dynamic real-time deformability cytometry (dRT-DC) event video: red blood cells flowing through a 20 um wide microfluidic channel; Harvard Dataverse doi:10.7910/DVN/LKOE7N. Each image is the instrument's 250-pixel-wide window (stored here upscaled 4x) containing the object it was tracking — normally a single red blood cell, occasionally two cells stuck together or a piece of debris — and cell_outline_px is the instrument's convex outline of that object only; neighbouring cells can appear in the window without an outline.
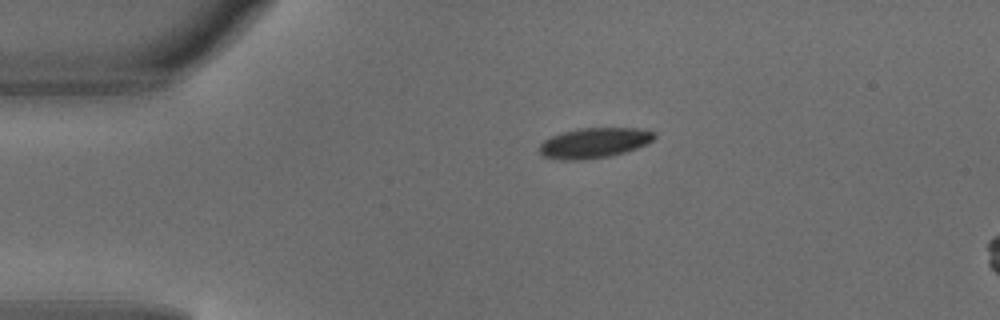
{"species": "common noctule bat (a hibernating species)", "species_latin": "Nyctalus noctula", "temperature_condition": "warm", "stored_images_in_passage": 3, "segment_of_instrument_passage": [1, 2], "camera_frame_rate_fps": 3000, "um_per_image_px": 0.085, "animal": {"sex": "male", "body_mass_g": 18.8}, "frame": {"image": 1, "passage_image": 1, "time_ms": 0.0, "image_size_px": [1000, 320], "cell_outline_px": [[656, 136], [652, 140], [636, 148], [624, 152], [608, 156], [584, 160], [560, 160], [540, 156], [540, 144], [544, 140], [560, 132], [576, 128], [636, 128], [656, 132]], "centroid_in_image_um": [50.45, 12.14], "position_along_channel_um": 34.5, "area_um2": 20.29}}